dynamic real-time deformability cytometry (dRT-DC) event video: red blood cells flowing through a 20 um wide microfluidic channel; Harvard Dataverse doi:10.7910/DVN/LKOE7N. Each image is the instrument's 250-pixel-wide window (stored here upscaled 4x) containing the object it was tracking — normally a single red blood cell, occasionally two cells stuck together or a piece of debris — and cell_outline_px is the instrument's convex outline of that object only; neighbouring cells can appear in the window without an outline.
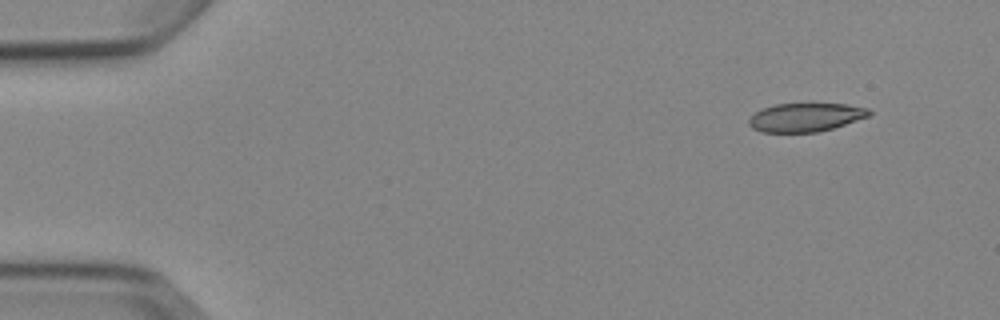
{"species": "Egyptian fruit bat (a non-hibernating species)", "species_latin": "Rousettus aegyptiacus", "temperature_condition": "cold", "stored_images_in_passage": 4, "camera_frame_rate_fps": 3000, "um_per_image_px": 0.085, "animal": {"sex": "female"}, "frame": {"image": 1, "passage_image": 1, "time_ms": 0.0, "image_size_px": [1000, 320], "cell_outline_px": [[872, 116], [832, 128], [816, 132], [760, 132], [752, 128], [748, 124], [748, 120], [756, 112], [764, 108], [776, 104], [844, 104], [868, 108], [872, 112]], "centroid_in_image_um": [68.5, 9.97], "position_along_channel_um": 16.5, "area_um2": 19.94}}
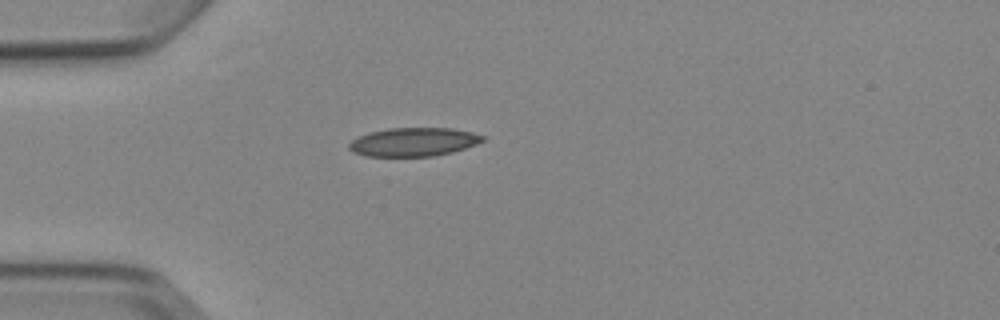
{"frame": {"image": 2, "passage_image": 4, "time_ms": 3.333, "image_size_px": [1000, 320], "cell_outline_px": [[484, 140], [476, 144], [452, 152], [432, 156], [364, 156], [352, 152], [348, 148], [348, 144], [356, 136], [368, 132], [388, 128], [452, 128], [472, 132], [484, 136]], "centroid_in_image_um": [35.1, 12.06], "position_along_channel_um": 49.9, "area_um2": 22.37}}